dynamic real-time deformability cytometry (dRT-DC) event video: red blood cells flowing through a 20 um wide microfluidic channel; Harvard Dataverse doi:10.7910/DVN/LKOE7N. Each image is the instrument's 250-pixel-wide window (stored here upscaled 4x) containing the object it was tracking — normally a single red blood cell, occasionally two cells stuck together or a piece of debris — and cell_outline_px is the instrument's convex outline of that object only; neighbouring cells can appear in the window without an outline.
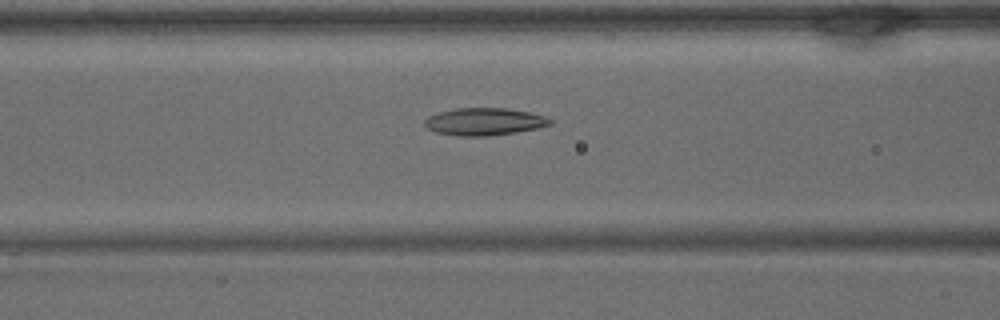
{"species": "common noctule bat (a hibernating species)", "species_latin": "Nyctalus noctula", "temperature_condition": "warm", "stored_images_in_passage": 40, "camera_frame_rate_fps": 3000, "um_per_image_px": 0.085, "animal": {"sex": "male", "body_mass_g": 15.6}, "frame": {"image": 1, "passage_image": 15, "time_ms": 4.667, "image_size_px": [1000, 320], "cell_outline_px": [[552, 124], [540, 128], [516, 132], [484, 136], [460, 136], [436, 132], [428, 128], [424, 124], [424, 120], [428, 116], [440, 112], [456, 108], [508, 108], [528, 112], [544, 116], [552, 120]], "centroid_in_image_um": [41.18, 10.34], "position_along_channel_um": 125.4, "area_um2": 19.94}}
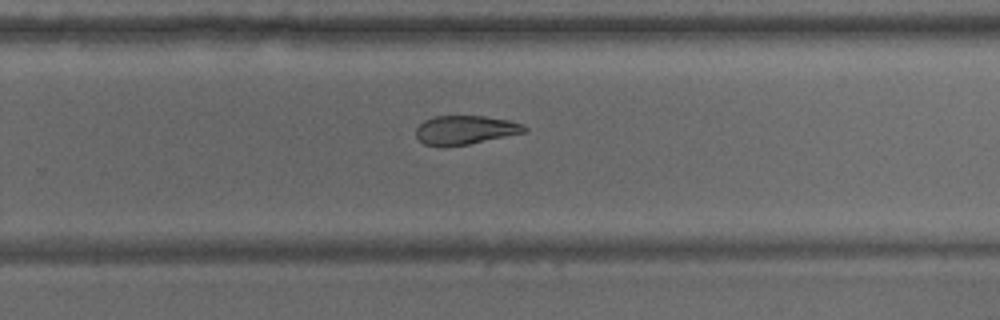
{"frame": {"image": 2, "passage_image": 25, "time_ms": 8.0, "image_size_px": [1000, 320], "cell_outline_px": [[528, 132], [468, 144], [424, 144], [416, 136], [416, 128], [424, 120], [436, 116], [484, 116], [508, 120], [520, 124], [528, 128]], "centroid_in_image_um": [39.59, 11.02], "position_along_channel_um": 290.2, "area_um2": 17.74}}
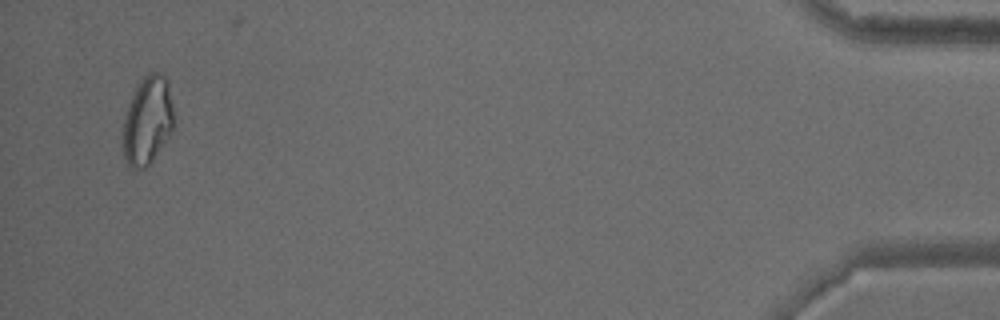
{"frame": {"image": 3, "passage_image": 38, "time_ms": 12.333, "image_size_px": [1000, 320], "cell_outline_px": [[176, 124], [172, 132], [152, 160], [144, 168], [132, 168], [128, 164], [124, 156], [120, 136], [124, 116], [128, 104], [140, 80], [148, 72], [160, 72], [168, 80]], "centroid_in_image_um": [12.54, 10.23], "position_along_channel_um": 422.7, "area_um2": 26.76}}